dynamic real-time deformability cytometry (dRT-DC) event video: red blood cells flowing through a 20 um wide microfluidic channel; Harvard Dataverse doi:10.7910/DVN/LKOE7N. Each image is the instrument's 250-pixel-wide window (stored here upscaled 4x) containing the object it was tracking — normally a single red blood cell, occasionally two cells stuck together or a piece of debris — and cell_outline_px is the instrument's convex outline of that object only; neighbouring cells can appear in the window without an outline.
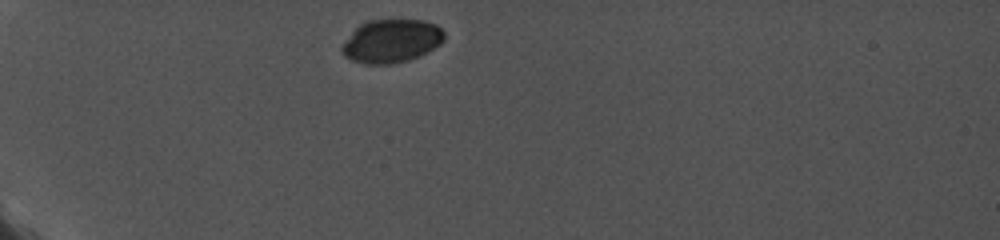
{"species": "common noctule bat (a hibernating species)", "species_latin": "Nyctalus noctula", "temperature_condition": "cold", "stored_images_in_passage": 3, "camera_frame_rate_fps": 5000, "um_per_image_px": 0.085, "animal": {"sex": "female", "body_mass_g": 19.0, "forearm_length_mm": 56.7}, "frame": {"image": 1, "passage_image": 1, "time_ms": 0.0, "image_size_px": [1000, 240], "cell_outline_px": [[444, 40], [440, 44], [408, 60], [388, 64], [364, 64], [352, 60], [344, 56], [340, 48], [352, 32], [360, 24], [368, 20], [424, 20], [436, 24], [444, 32]], "centroid_in_image_um": [33.25, 3.48], "position_along_channel_um": 51.8, "area_um2": 25.55}}